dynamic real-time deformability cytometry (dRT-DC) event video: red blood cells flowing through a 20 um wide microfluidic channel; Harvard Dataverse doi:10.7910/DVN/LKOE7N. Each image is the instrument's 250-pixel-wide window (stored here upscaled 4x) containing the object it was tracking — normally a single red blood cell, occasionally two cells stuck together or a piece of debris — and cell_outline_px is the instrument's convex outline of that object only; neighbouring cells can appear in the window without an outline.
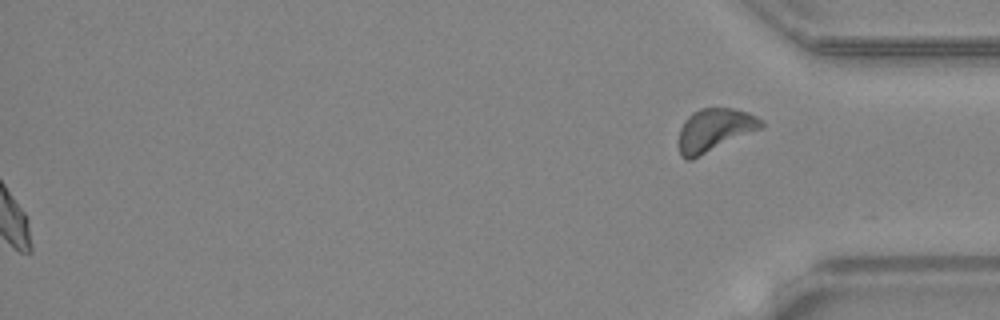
{"species": "common noctule bat (a hibernating species)", "species_latin": "Nyctalus noctula", "temperature_condition": "warm", "stored_images_in_passage": 49, "segment_of_instrument_passage": [2, 2], "camera_frame_rate_fps": 3000, "um_per_image_px": 0.085, "animal": {"sex": "female", "body_mass_g": 24.6, "forearm_length_mm": 56.2}, "frame": {"image": 1, "passage_image": 49, "time_ms": 16.0, "image_size_px": [1000, 320], "cell_outline_px": [[764, 128], [692, 160], [684, 160], [680, 156], [680, 128], [684, 120], [692, 112], [700, 108], [736, 108], [748, 112], [764, 120]], "centroid_in_image_um": [60.78, 11.05], "position_along_channel_um": 374.4, "area_um2": 21.04}}